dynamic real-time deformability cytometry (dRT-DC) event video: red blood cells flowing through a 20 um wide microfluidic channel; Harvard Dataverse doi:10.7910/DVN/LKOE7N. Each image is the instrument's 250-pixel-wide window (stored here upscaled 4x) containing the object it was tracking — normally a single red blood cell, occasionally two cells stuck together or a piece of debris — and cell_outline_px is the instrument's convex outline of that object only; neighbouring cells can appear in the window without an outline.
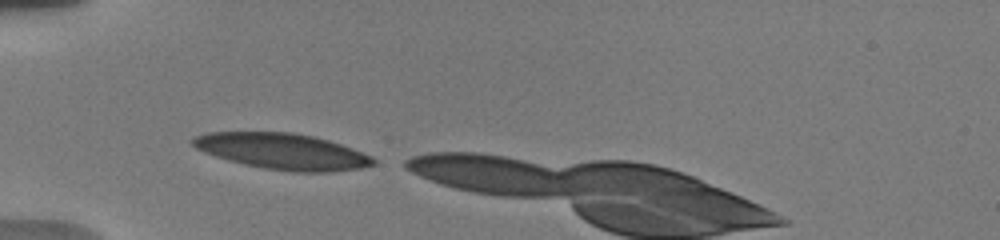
{"species": "human", "species_latin": "Homo sapiens", "temperature_condition": "warm", "stored_images_in_passage": 10, "camera_frame_rate_fps": 3000, "um_per_image_px": 0.085, "donor": {"sex": "male"}, "frame": {"image": 1, "passage_image": 1, "time_ms": 0.0, "image_size_px": [1000, 240], "cell_outline_px": [[376, 164], [360, 168], [332, 172], [292, 172], [264, 168], [244, 164], [228, 160], [204, 152], [196, 148], [188, 140], [192, 136], [208, 132], [292, 132], [312, 136], [328, 140], [352, 148], [372, 156], [376, 160]], "centroid_in_image_um": [23.99, 12.86], "position_along_channel_um": 61.0, "area_um2": 38.03}}
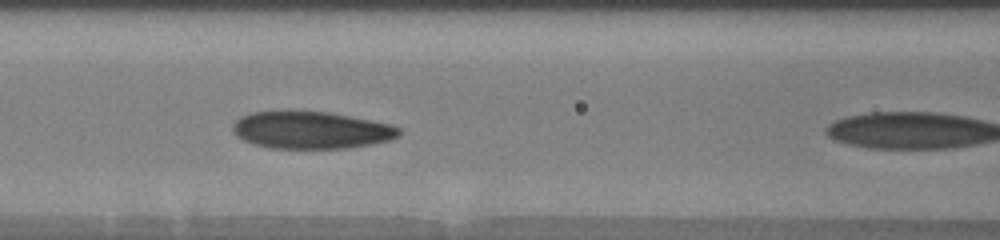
{"frame": {"image": 2, "passage_image": 8, "time_ms": 2.333, "image_size_px": [1000, 240], "cell_outline_px": [[400, 132], [396, 136], [388, 140], [348, 148], [268, 148], [244, 140], [236, 136], [232, 128], [232, 124], [240, 116], [252, 112], [288, 108], [328, 112], [388, 124], [400, 128]], "centroid_in_image_um": [26.33, 11.02], "position_along_channel_um": 140.3, "area_um2": 36.47}}